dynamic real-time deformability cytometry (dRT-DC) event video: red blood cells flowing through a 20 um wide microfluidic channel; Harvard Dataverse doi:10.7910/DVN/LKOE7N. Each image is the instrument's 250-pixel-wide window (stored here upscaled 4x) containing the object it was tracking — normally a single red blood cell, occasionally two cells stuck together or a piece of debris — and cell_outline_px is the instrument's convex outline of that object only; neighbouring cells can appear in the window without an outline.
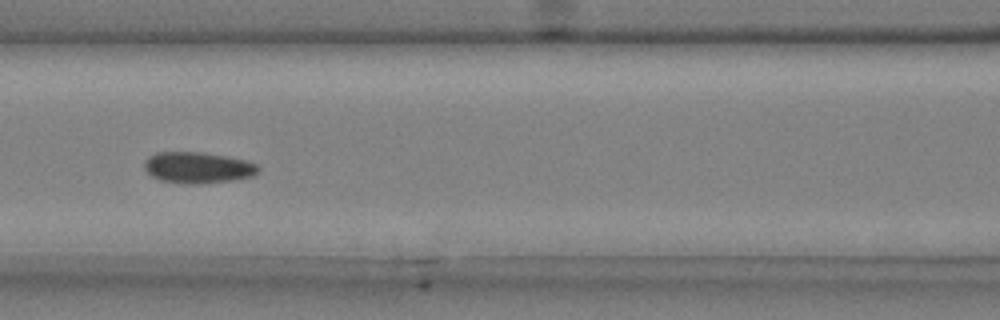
{"species": "common noctule bat (a hibernating species)", "species_latin": "Nyctalus noctula", "temperature_condition": "cold", "stored_images_in_passage": 8, "camera_frame_rate_fps": 3000, "um_per_image_px": 0.085, "animal": {"sex": "male", "body_mass_g": 20.4}, "frame": {"image": 1, "passage_image": 5, "time_ms": 1.333, "image_size_px": [1000, 320], "cell_outline_px": [[260, 168], [252, 176], [232, 180], [200, 184], [184, 184], [160, 180], [152, 176], [144, 168], [144, 160], [148, 156], [156, 152], [204, 152], [228, 156], [244, 160], [256, 164]], "centroid_in_image_um": [16.78, 14.24], "position_along_channel_um": 149.8, "area_um2": 20.81}}
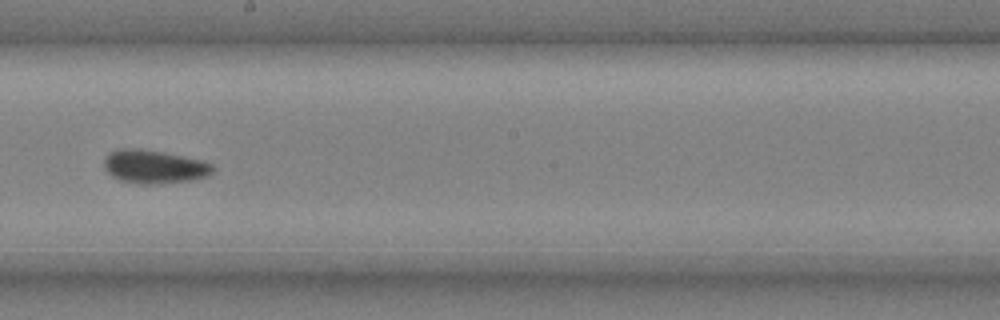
{"frame": {"image": 2, "passage_image": 7, "time_ms": 2.0, "image_size_px": [1000, 320], "cell_outline_px": [[216, 168], [208, 176], [192, 180], [152, 184], [136, 184], [120, 180], [112, 176], [104, 168], [104, 160], [108, 152], [120, 148], [140, 148], [164, 152], [204, 160], [212, 164]], "centroid_in_image_um": [13.11, 14.16], "position_along_channel_um": 235.1, "area_um2": 21.5}}
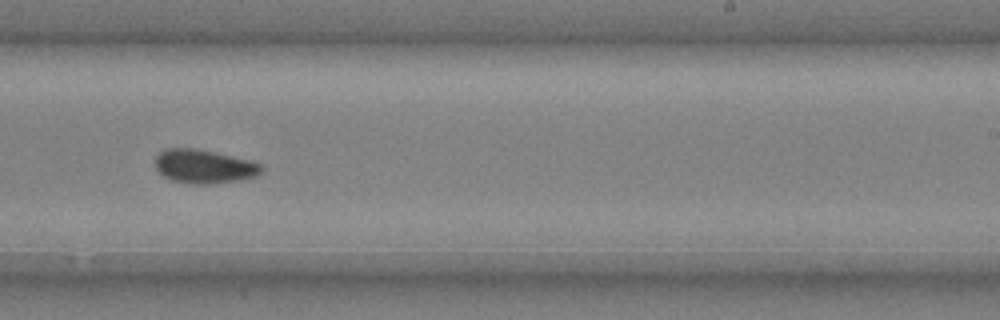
{"frame": {"image": 3, "passage_image": 8, "time_ms": 2.333, "image_size_px": [1000, 320], "cell_outline_px": [[264, 168], [256, 176], [240, 180], [212, 184], [192, 184], [172, 180], [164, 176], [156, 168], [156, 156], [164, 148], [196, 148], [216, 152], [252, 160], [260, 164]], "centroid_in_image_um": [17.36, 14.14], "position_along_channel_um": 271.6, "area_um2": 21.04}}